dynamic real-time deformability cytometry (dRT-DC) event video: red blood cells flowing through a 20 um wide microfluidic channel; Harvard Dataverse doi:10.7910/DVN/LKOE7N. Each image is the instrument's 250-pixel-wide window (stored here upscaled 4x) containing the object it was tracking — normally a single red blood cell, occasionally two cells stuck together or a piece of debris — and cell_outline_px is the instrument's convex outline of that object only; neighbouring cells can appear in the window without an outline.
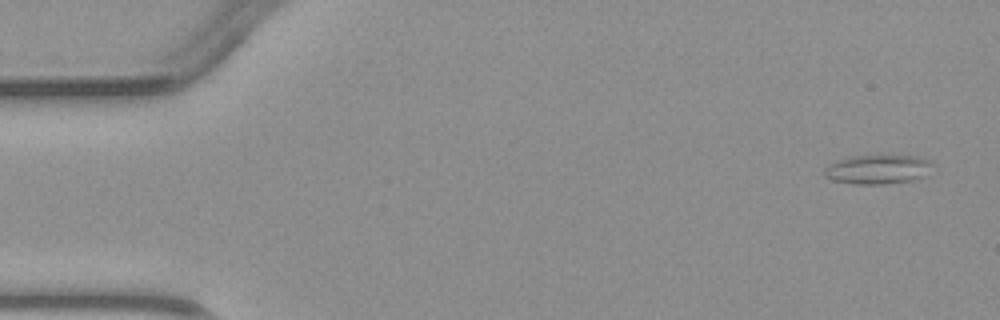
{"species": "common noctule bat (a hibernating species)", "species_latin": "Nyctalus noctula", "temperature_condition": "warm", "stored_images_in_passage": 5, "camera_frame_rate_fps": 3000, "um_per_image_px": 0.085, "animal": {"sex": "male", "body_mass_g": 23.1, "forearm_length_mm": 52.7}, "frame": {"image": 1, "passage_image": 1, "time_ms": 0.0, "image_size_px": [1000, 320], "cell_outline_px": [[936, 164], [924, 176], [916, 180], [884, 184], [856, 184], [832, 180], [824, 176], [824, 168], [828, 164], [836, 160], [848, 156], [880, 152], [912, 156], [932, 160]], "centroid_in_image_um": [74.63, 14.34], "position_along_channel_um": 10.4, "area_um2": 19.59}}
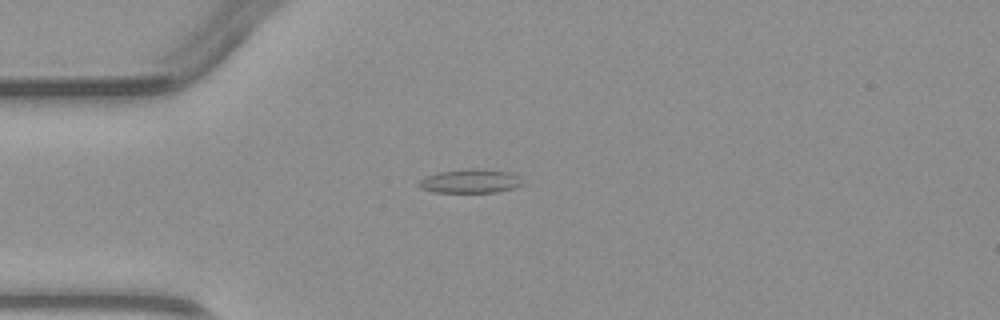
{"frame": {"image": 2, "passage_image": 3, "time_ms": 3.333, "image_size_px": [1000, 320], "cell_outline_px": [[524, 184], [512, 188], [496, 192], [436, 192], [420, 188], [416, 184], [424, 176], [436, 172], [472, 168], [476, 168], [508, 172], [520, 176]], "centroid_in_image_um": [39.95, 15.39], "position_along_channel_um": 45.1, "area_um2": 14.51}}
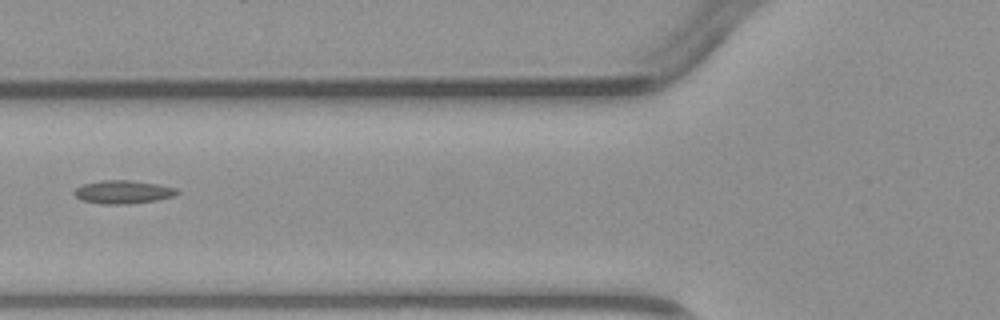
{"frame": {"image": 3, "passage_image": 5, "time_ms": 5.333, "image_size_px": [1000, 320], "cell_outline_px": [[180, 192], [172, 196], [156, 200], [128, 204], [100, 204], [80, 200], [72, 192], [76, 188], [84, 184], [100, 180], [128, 180], [160, 184], [176, 188]], "centroid_in_image_um": [10.43, 16.32], "position_along_channel_um": 115.4, "area_um2": 13.99}}